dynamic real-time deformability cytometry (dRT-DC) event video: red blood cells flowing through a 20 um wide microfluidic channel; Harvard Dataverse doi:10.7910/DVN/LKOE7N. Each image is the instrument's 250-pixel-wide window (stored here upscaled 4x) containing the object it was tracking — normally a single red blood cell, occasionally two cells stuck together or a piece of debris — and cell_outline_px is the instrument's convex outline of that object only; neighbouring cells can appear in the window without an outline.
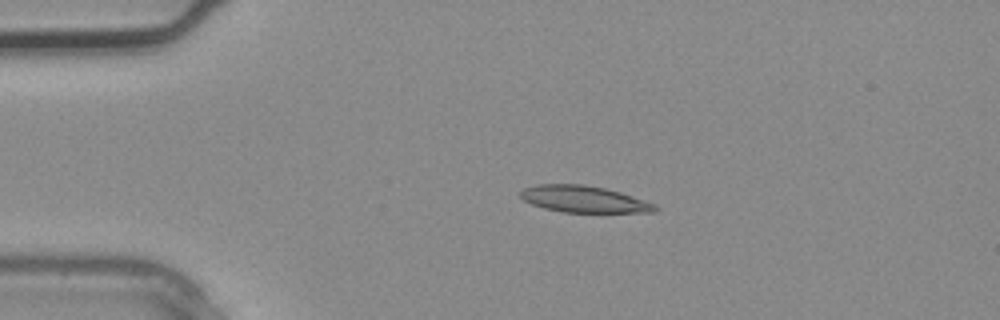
{"species": "common noctule bat (a hibernating species)", "species_latin": "Nyctalus noctula", "temperature_condition": "warm", "stored_images_in_passage": 3, "segment_of_instrument_passage": [1, 2], "camera_frame_rate_fps": 3000, "um_per_image_px": 0.085, "animal": {"sex": "male", "body_mass_g": 20.4}, "frame": {"image": 1, "passage_image": 1, "time_ms": 0.0, "image_size_px": [1000, 320], "cell_outline_px": [[660, 208], [656, 212], [564, 212], [544, 208], [532, 204], [524, 200], [520, 196], [520, 192], [524, 188], [536, 184], [580, 184], [604, 188], [620, 192], [656, 204]], "centroid_in_image_um": [49.64, 16.93], "position_along_channel_um": 35.4, "area_um2": 20.81}}